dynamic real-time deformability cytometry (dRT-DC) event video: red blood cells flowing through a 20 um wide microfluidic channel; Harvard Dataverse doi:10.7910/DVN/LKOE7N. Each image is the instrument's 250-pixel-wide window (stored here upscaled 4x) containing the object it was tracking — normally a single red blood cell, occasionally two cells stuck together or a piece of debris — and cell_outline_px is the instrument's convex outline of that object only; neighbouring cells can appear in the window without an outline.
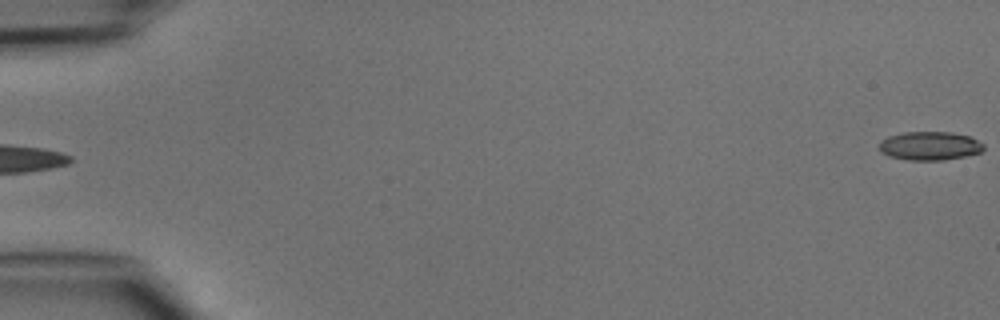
{"species": "common noctule bat (a hibernating species)", "species_latin": "Nyctalus noctula", "temperature_condition": "cold", "stored_images_in_passage": 48, "camera_frame_rate_fps": 3000, "um_per_image_px": 0.085, "animal": {"sex": "male", "body_mass_g": 15.6}, "frame": {"image": 1, "passage_image": 1, "time_ms": 0.0, "image_size_px": [1000, 320], "cell_outline_px": [[984, 148], [980, 152], [964, 156], [944, 160], [908, 160], [888, 156], [880, 152], [876, 144], [880, 140], [888, 136], [904, 132], [952, 132], [968, 136], [984, 144]], "centroid_in_image_um": [78.95, 12.4], "position_along_channel_um": 6.0, "area_um2": 17.57}}
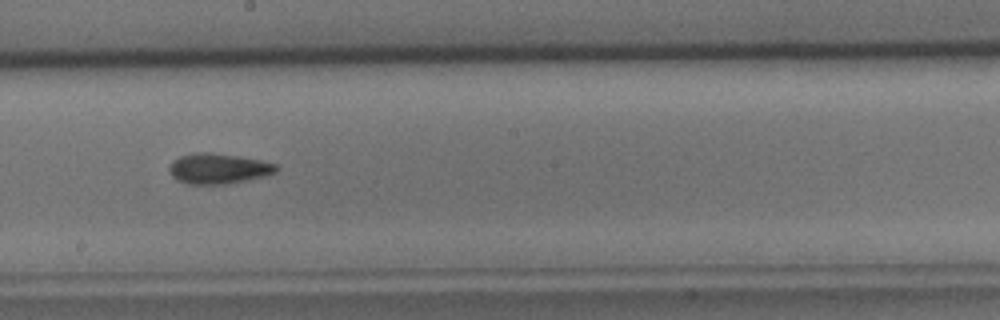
{"frame": {"image": 2, "passage_image": 28, "time_ms": 9.0, "image_size_px": [1000, 320], "cell_outline_px": [[276, 172], [264, 176], [248, 180], [224, 184], [188, 184], [176, 180], [172, 176], [168, 168], [172, 160], [180, 156], [192, 152], [212, 152], [240, 156], [260, 160], [276, 164]], "centroid_in_image_um": [18.51, 14.32], "position_along_channel_um": 229.7, "area_um2": 19.07}}
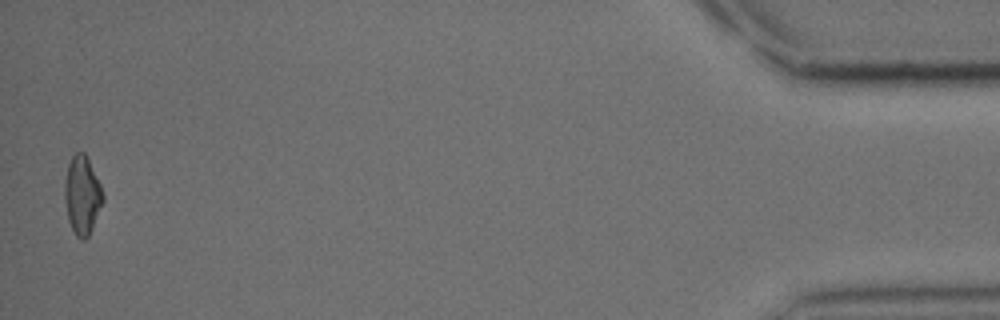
{"frame": {"image": 3, "passage_image": 48, "time_ms": 15.667, "image_size_px": [1000, 320], "cell_outline_px": [[104, 200], [92, 228], [88, 236], [84, 240], [80, 240], [76, 236], [68, 220], [64, 196], [64, 188], [68, 164], [72, 156], [76, 152], [84, 152], [100, 184], [104, 196]], "centroid_in_image_um": [6.98, 16.61], "position_along_channel_um": 428.2, "area_um2": 17.28}}